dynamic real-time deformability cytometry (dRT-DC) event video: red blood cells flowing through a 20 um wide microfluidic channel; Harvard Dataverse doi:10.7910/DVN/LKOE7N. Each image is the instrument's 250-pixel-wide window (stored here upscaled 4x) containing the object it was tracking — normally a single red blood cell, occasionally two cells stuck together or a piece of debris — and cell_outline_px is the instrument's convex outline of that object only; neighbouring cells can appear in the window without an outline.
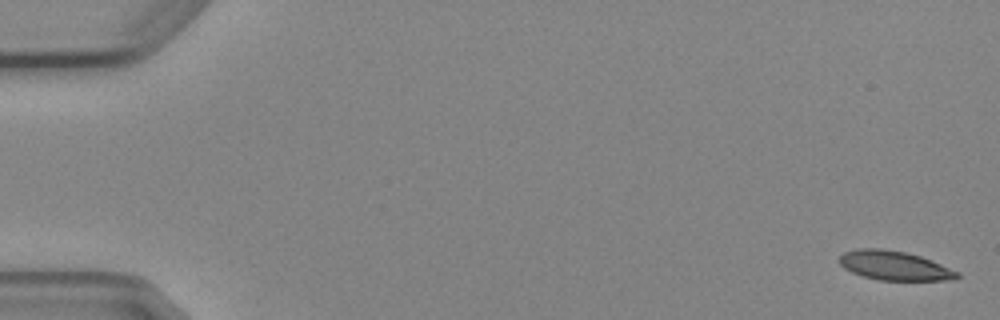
{"species": "Egyptian fruit bat (a non-hibernating species)", "species_latin": "Rousettus aegyptiacus", "temperature_condition": "cold", "stored_images_in_passage": 6, "camera_frame_rate_fps": 3000, "um_per_image_px": 0.085, "animal": {"sex": "female"}, "frame": {"image": 1, "passage_image": 1, "time_ms": 0.0, "image_size_px": [1000, 320], "cell_outline_px": [[960, 276], [956, 280], [880, 280], [864, 276], [852, 272], [844, 268], [840, 264], [840, 256], [844, 252], [856, 248], [880, 248], [904, 252], [920, 256], [932, 260], [960, 272]], "centroid_in_image_um": [76.06, 22.57], "position_along_channel_um": 8.9, "area_um2": 20.06}}
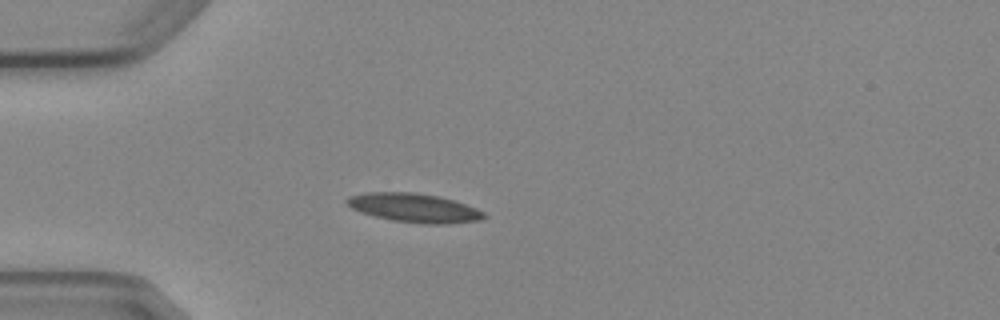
{"frame": {"image": 2, "passage_image": 5, "time_ms": 4.667, "image_size_px": [1000, 320], "cell_outline_px": [[488, 216], [480, 220], [448, 224], [428, 224], [392, 220], [360, 212], [352, 208], [344, 200], [348, 196], [368, 192], [412, 192], [440, 196], [476, 208], [484, 212]], "centroid_in_image_um": [35.21, 17.66], "position_along_channel_um": 49.8, "area_um2": 23.0}}